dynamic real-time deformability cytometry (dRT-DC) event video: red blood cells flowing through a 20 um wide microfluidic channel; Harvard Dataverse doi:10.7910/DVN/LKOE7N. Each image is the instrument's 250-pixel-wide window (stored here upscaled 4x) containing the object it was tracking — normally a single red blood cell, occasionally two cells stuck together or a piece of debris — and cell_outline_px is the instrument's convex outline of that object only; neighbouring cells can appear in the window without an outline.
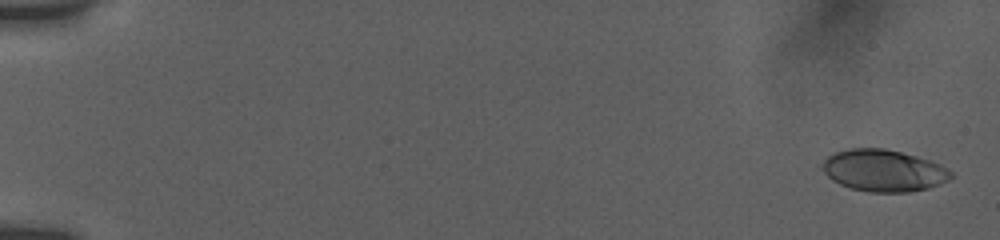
{"species": "human", "species_latin": "Homo sapiens", "temperature_condition": "room temperature", "stored_images_in_passage": 27, "camera_frame_rate_fps": 3000, "um_per_image_px": 0.085, "donor": {"sex": "female"}, "frame": {"image": 1, "passage_image": 2, "time_ms": 0.333, "image_size_px": [1000, 240], "cell_outline_px": [[952, 176], [948, 180], [928, 188], [908, 192], [868, 192], [852, 188], [840, 184], [832, 180], [816, 164], [828, 156], [836, 152], [848, 148], [884, 148], [916, 156], [940, 164], [948, 168], [952, 172]], "centroid_in_image_um": [75.05, 14.49], "position_along_channel_um": 10.0, "area_um2": 31.5}}
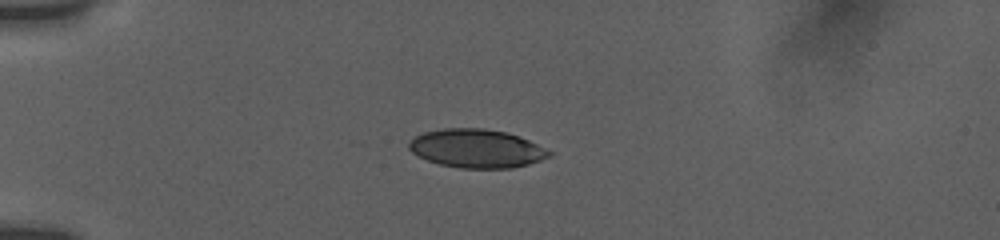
{"frame": {"image": 2, "passage_image": 19, "time_ms": 5.0, "image_size_px": [1000, 240], "cell_outline_px": [[552, 156], [528, 164], [512, 168], [460, 168], [440, 164], [428, 160], [412, 152], [408, 148], [408, 140], [424, 132], [444, 128], [480, 128], [504, 132], [528, 140], [552, 152]], "centroid_in_image_um": [40.48, 12.62], "position_along_channel_um": 44.5, "area_um2": 31.21}}